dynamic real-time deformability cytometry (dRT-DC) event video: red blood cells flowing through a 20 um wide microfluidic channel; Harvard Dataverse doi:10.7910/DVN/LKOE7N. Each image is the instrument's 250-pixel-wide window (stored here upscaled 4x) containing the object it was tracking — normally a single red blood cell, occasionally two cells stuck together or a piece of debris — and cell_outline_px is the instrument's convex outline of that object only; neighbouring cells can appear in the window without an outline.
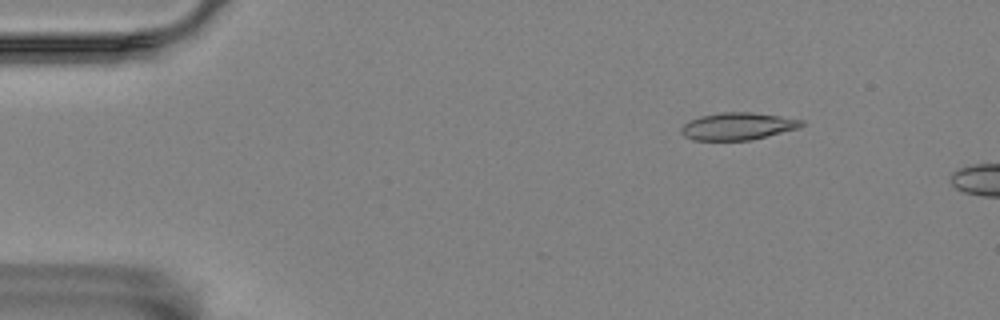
{"species": "Egyptian fruit bat (a non-hibernating species)", "species_latin": "Rousettus aegyptiacus", "temperature_condition": "room temperature", "stored_images_in_passage": 8, "camera_frame_rate_fps": 3000, "um_per_image_px": 0.085, "animal": {"sex": "female"}, "frame": {"image": 1, "passage_image": 4, "time_ms": 1.0, "image_size_px": [1000, 320], "cell_outline_px": [[804, 124], [800, 128], [752, 140], [692, 140], [684, 136], [680, 132], [680, 128], [688, 120], [700, 116], [720, 112], [752, 112], [780, 116], [804, 120]], "centroid_in_image_um": [62.7, 10.73], "position_along_channel_um": 22.3, "area_um2": 19.36}}